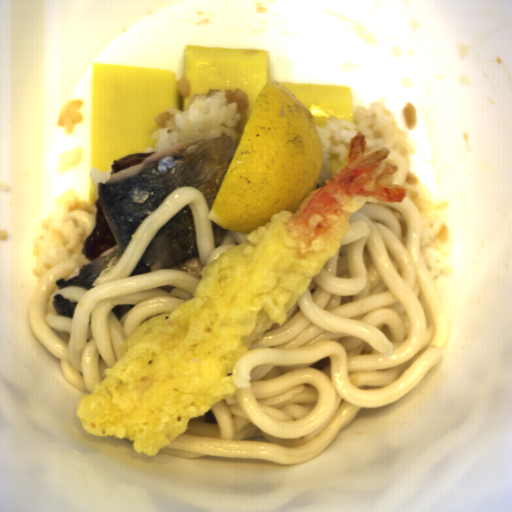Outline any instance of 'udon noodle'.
Here are the masks:
<instances>
[{
  "mask_svg": "<svg viewBox=\"0 0 512 512\" xmlns=\"http://www.w3.org/2000/svg\"><path fill=\"white\" fill-rule=\"evenodd\" d=\"M188 204L196 225L198 257L203 268L233 246L247 242L248 233L228 231L215 248L214 224L208 219L209 204L197 188L182 186L171 191L135 230L115 267L92 282L95 288L68 286L56 290L59 279H69L77 262L53 266L37 286L28 306V326L33 336L56 358L68 384L92 393L95 381L117 361L119 345L141 324L162 314H171L177 305L193 298L202 281L175 269L155 270L135 275L141 254L157 231ZM130 275V276H129ZM175 286L170 294L158 288ZM56 290V291H55ZM78 302L72 318L60 316L52 301L56 294ZM117 305H134L118 321Z\"/></svg>",
  "mask_w": 512,
  "mask_h": 512,
  "instance_id": "2",
  "label": "udon noodle"
},
{
  "mask_svg": "<svg viewBox=\"0 0 512 512\" xmlns=\"http://www.w3.org/2000/svg\"><path fill=\"white\" fill-rule=\"evenodd\" d=\"M387 157L398 164V172L394 174L392 184L402 187L407 179V162L399 152L393 150H390V153L388 154Z\"/></svg>",
  "mask_w": 512,
  "mask_h": 512,
  "instance_id": "3",
  "label": "udon noodle"
},
{
  "mask_svg": "<svg viewBox=\"0 0 512 512\" xmlns=\"http://www.w3.org/2000/svg\"><path fill=\"white\" fill-rule=\"evenodd\" d=\"M452 328L423 254L417 206L408 196L366 202L286 321L239 355L229 380L235 397L191 417L160 451L309 462L361 410L418 387L441 361Z\"/></svg>",
  "mask_w": 512,
  "mask_h": 512,
  "instance_id": "1",
  "label": "udon noodle"
}]
</instances>
